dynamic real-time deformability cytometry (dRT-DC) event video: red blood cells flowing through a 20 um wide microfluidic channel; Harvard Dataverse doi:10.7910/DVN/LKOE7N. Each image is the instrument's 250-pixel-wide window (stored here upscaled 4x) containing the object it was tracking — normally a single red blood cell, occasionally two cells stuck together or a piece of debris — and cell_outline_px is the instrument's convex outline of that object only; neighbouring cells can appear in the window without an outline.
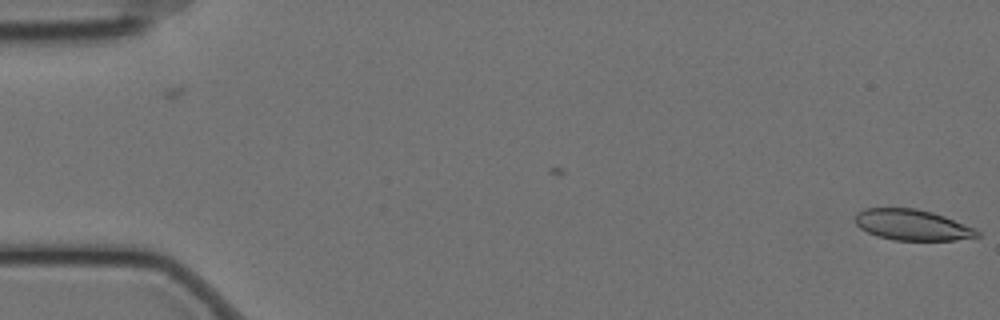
{"species": "Egyptian fruit bat (a non-hibernating species)", "species_latin": "Rousettus aegyptiacus", "temperature_condition": "cold", "stored_images_in_passage": 2, "camera_frame_rate_fps": 3000, "um_per_image_px": 0.085, "animal": {"sex": "female"}, "frame": {"image": 1, "passage_image": 2, "time_ms": 0.333, "image_size_px": [1000, 320], "cell_outline_px": [[980, 236], [956, 240], [892, 240], [876, 236], [860, 228], [856, 224], [856, 212], [864, 208], [916, 208], [932, 212], [944, 216], [976, 228], [980, 232]], "centroid_in_image_um": [77.54, 19.12], "position_along_channel_um": 7.5, "area_um2": 22.02}}